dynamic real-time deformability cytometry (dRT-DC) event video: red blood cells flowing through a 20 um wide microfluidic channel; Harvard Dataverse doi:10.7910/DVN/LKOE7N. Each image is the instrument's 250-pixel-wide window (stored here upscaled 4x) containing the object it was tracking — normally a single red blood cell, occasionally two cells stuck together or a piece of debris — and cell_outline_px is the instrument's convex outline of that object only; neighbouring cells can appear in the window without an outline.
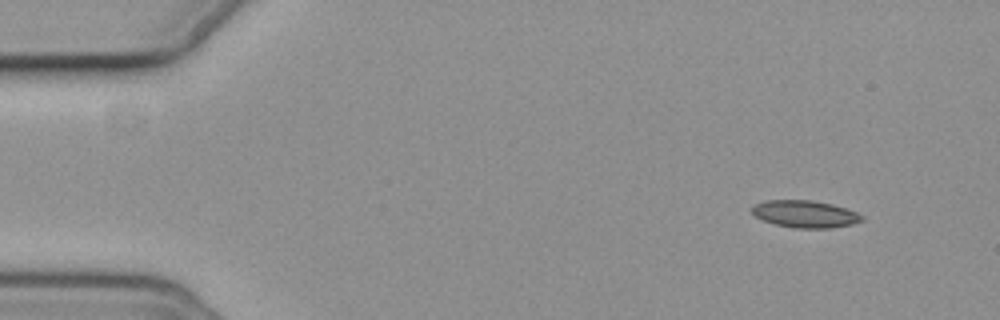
{"species": "common noctule bat (a hibernating species)", "species_latin": "Nyctalus noctula", "temperature_condition": "cold", "stored_images_in_passage": 53, "camera_frame_rate_fps": 3000, "um_per_image_px": 0.085, "animal": {"sex": "female", "body_mass_g": 19.3, "forearm_length_mm": 54.1}, "frame": {"image": 1, "passage_image": 1, "time_ms": 0.0, "image_size_px": [1000, 320], "cell_outline_px": [[864, 220], [852, 224], [828, 228], [796, 228], [776, 224], [764, 220], [756, 216], [752, 212], [752, 208], [756, 204], [764, 200], [812, 200], [832, 204], [856, 212], [864, 216]], "centroid_in_image_um": [68.45, 18.18], "position_along_channel_um": 16.5, "area_um2": 17.22}}
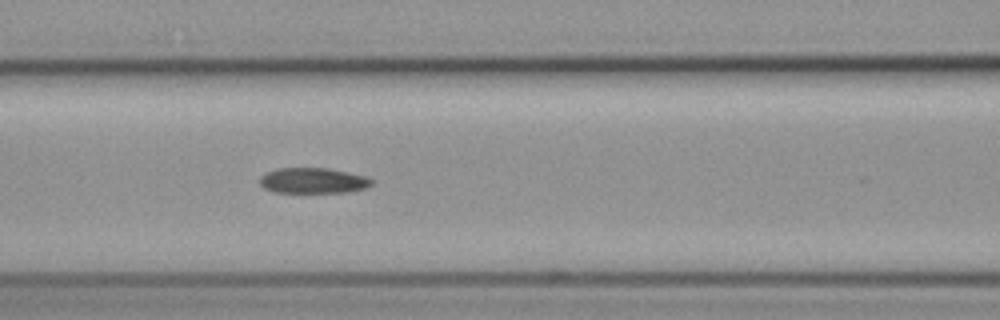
{"frame": {"image": 2, "passage_image": 20, "time_ms": 6.333, "image_size_px": [1000, 320], "cell_outline_px": [[372, 184], [364, 188], [348, 192], [272, 192], [264, 188], [260, 184], [260, 176], [264, 172], [276, 168], [328, 168], [364, 176], [372, 180]], "centroid_in_image_um": [26.54, 15.35], "position_along_channel_um": 140.1, "area_um2": 16.59}}
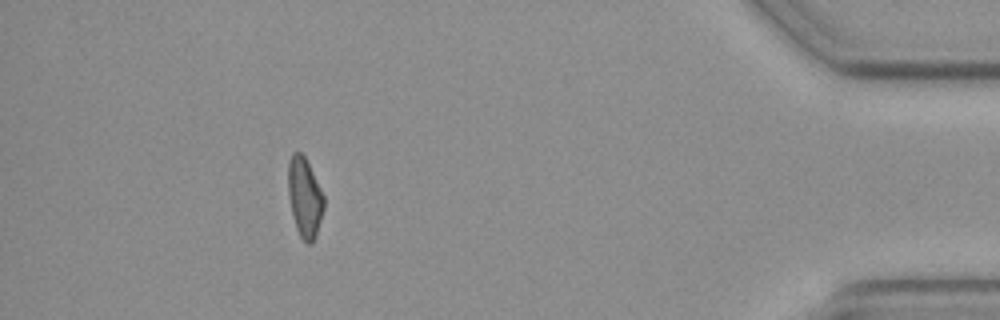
{"frame": {"image": 3, "passage_image": 47, "time_ms": 15.333, "image_size_px": [1000, 320], "cell_outline_px": [[324, 208], [316, 236], [312, 244], [308, 244], [300, 236], [296, 228], [288, 196], [288, 164], [292, 152], [300, 152], [304, 156], [324, 196]], "centroid_in_image_um": [25.89, 16.8], "position_along_channel_um": 409.3, "area_um2": 16.42}, "authors_computed_cell_mechanics": {"area_um2": 17.34, "velocity_mm_per_s": 3.6629, "shape_relaxation_time_tau1_ms": 7.4518, "shape_relaxation_time_tau2_ms": 4.6206, "deformation_change_tau1": 0.1567, "deformation_change_tau2": 0.1103}}